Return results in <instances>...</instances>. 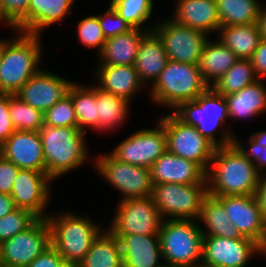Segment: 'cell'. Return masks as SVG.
Returning a JSON list of instances; mask_svg holds the SVG:
<instances>
[{"label": "cell", "instance_id": "obj_1", "mask_svg": "<svg viewBox=\"0 0 266 267\" xmlns=\"http://www.w3.org/2000/svg\"><path fill=\"white\" fill-rule=\"evenodd\" d=\"M47 175L55 184L84 167H94V153L88 144L89 134L78 127L44 125L40 131ZM89 140V141H88ZM90 147V148H89ZM88 163V164H87Z\"/></svg>", "mask_w": 266, "mask_h": 267}, {"label": "cell", "instance_id": "obj_2", "mask_svg": "<svg viewBox=\"0 0 266 267\" xmlns=\"http://www.w3.org/2000/svg\"><path fill=\"white\" fill-rule=\"evenodd\" d=\"M76 210V211H75ZM90 212L76 208L52 209L47 216L51 232V245L66 264L78 265L85 257L94 239L106 227V216L98 221ZM101 220V221H100Z\"/></svg>", "mask_w": 266, "mask_h": 267}, {"label": "cell", "instance_id": "obj_3", "mask_svg": "<svg viewBox=\"0 0 266 267\" xmlns=\"http://www.w3.org/2000/svg\"><path fill=\"white\" fill-rule=\"evenodd\" d=\"M7 33L0 61V94L15 95L45 63H48L47 60L44 61L47 44H44L43 35L18 32L14 28L8 29Z\"/></svg>", "mask_w": 266, "mask_h": 267}, {"label": "cell", "instance_id": "obj_4", "mask_svg": "<svg viewBox=\"0 0 266 267\" xmlns=\"http://www.w3.org/2000/svg\"><path fill=\"white\" fill-rule=\"evenodd\" d=\"M260 172L233 143L215 147L206 172L208 194L212 196L253 195Z\"/></svg>", "mask_w": 266, "mask_h": 267}, {"label": "cell", "instance_id": "obj_5", "mask_svg": "<svg viewBox=\"0 0 266 267\" xmlns=\"http://www.w3.org/2000/svg\"><path fill=\"white\" fill-rule=\"evenodd\" d=\"M172 113L184 124L194 126L215 147L234 143L227 100L212 87L195 100L181 103Z\"/></svg>", "mask_w": 266, "mask_h": 267}, {"label": "cell", "instance_id": "obj_6", "mask_svg": "<svg viewBox=\"0 0 266 267\" xmlns=\"http://www.w3.org/2000/svg\"><path fill=\"white\" fill-rule=\"evenodd\" d=\"M208 88L198 64L168 60L157 80L148 88L146 97L154 108L172 112L181 103L195 100Z\"/></svg>", "mask_w": 266, "mask_h": 267}, {"label": "cell", "instance_id": "obj_7", "mask_svg": "<svg viewBox=\"0 0 266 267\" xmlns=\"http://www.w3.org/2000/svg\"><path fill=\"white\" fill-rule=\"evenodd\" d=\"M94 154L93 174H98L100 181L109 185L119 194L116 202L124 199H136L152 196L153 183L151 170L146 167L131 165L116 159L109 151Z\"/></svg>", "mask_w": 266, "mask_h": 267}, {"label": "cell", "instance_id": "obj_8", "mask_svg": "<svg viewBox=\"0 0 266 267\" xmlns=\"http://www.w3.org/2000/svg\"><path fill=\"white\" fill-rule=\"evenodd\" d=\"M203 236L197 220H163L159 231L163 261L178 267H200Z\"/></svg>", "mask_w": 266, "mask_h": 267}, {"label": "cell", "instance_id": "obj_9", "mask_svg": "<svg viewBox=\"0 0 266 267\" xmlns=\"http://www.w3.org/2000/svg\"><path fill=\"white\" fill-rule=\"evenodd\" d=\"M154 126L134 128L127 136L108 151L119 161L149 168L167 151V138L164 125L155 117Z\"/></svg>", "mask_w": 266, "mask_h": 267}, {"label": "cell", "instance_id": "obj_10", "mask_svg": "<svg viewBox=\"0 0 266 267\" xmlns=\"http://www.w3.org/2000/svg\"><path fill=\"white\" fill-rule=\"evenodd\" d=\"M112 214H107L106 228L113 235H159L163 218L152 196L136 199H124L113 203ZM112 215V216H111ZM111 216V217H110ZM110 219V220H109Z\"/></svg>", "mask_w": 266, "mask_h": 267}, {"label": "cell", "instance_id": "obj_11", "mask_svg": "<svg viewBox=\"0 0 266 267\" xmlns=\"http://www.w3.org/2000/svg\"><path fill=\"white\" fill-rule=\"evenodd\" d=\"M207 194V183H165L153 184L152 197L163 220H198Z\"/></svg>", "mask_w": 266, "mask_h": 267}, {"label": "cell", "instance_id": "obj_12", "mask_svg": "<svg viewBox=\"0 0 266 267\" xmlns=\"http://www.w3.org/2000/svg\"><path fill=\"white\" fill-rule=\"evenodd\" d=\"M160 113L156 118L164 125L167 151L178 157L194 161L206 172L209 169L215 146L194 126L184 124L172 112Z\"/></svg>", "mask_w": 266, "mask_h": 267}, {"label": "cell", "instance_id": "obj_13", "mask_svg": "<svg viewBox=\"0 0 266 267\" xmlns=\"http://www.w3.org/2000/svg\"><path fill=\"white\" fill-rule=\"evenodd\" d=\"M153 30L163 41L168 60L180 63L199 64L204 44L210 38L200 30L178 23L168 14L161 15Z\"/></svg>", "mask_w": 266, "mask_h": 267}, {"label": "cell", "instance_id": "obj_14", "mask_svg": "<svg viewBox=\"0 0 266 267\" xmlns=\"http://www.w3.org/2000/svg\"><path fill=\"white\" fill-rule=\"evenodd\" d=\"M258 258V243L250 238L203 236L200 267H252Z\"/></svg>", "mask_w": 266, "mask_h": 267}, {"label": "cell", "instance_id": "obj_15", "mask_svg": "<svg viewBox=\"0 0 266 267\" xmlns=\"http://www.w3.org/2000/svg\"><path fill=\"white\" fill-rule=\"evenodd\" d=\"M54 183L45 172L20 169L10 196L17 208L27 209L38 218H47L56 197Z\"/></svg>", "mask_w": 266, "mask_h": 267}, {"label": "cell", "instance_id": "obj_16", "mask_svg": "<svg viewBox=\"0 0 266 267\" xmlns=\"http://www.w3.org/2000/svg\"><path fill=\"white\" fill-rule=\"evenodd\" d=\"M49 67H41L15 94L26 104L45 113L55 103L68 95L74 79L67 78Z\"/></svg>", "mask_w": 266, "mask_h": 267}, {"label": "cell", "instance_id": "obj_17", "mask_svg": "<svg viewBox=\"0 0 266 267\" xmlns=\"http://www.w3.org/2000/svg\"><path fill=\"white\" fill-rule=\"evenodd\" d=\"M51 245L50 226L46 218H38L25 231L1 243L5 267H27Z\"/></svg>", "mask_w": 266, "mask_h": 267}, {"label": "cell", "instance_id": "obj_18", "mask_svg": "<svg viewBox=\"0 0 266 267\" xmlns=\"http://www.w3.org/2000/svg\"><path fill=\"white\" fill-rule=\"evenodd\" d=\"M90 81L102 91L123 97L133 104L137 96L148 95V89L140 81L134 65H92ZM146 92V93H145ZM141 93V94H140ZM134 101V102H133Z\"/></svg>", "mask_w": 266, "mask_h": 267}, {"label": "cell", "instance_id": "obj_19", "mask_svg": "<svg viewBox=\"0 0 266 267\" xmlns=\"http://www.w3.org/2000/svg\"><path fill=\"white\" fill-rule=\"evenodd\" d=\"M223 204L229 221L243 237L259 243L266 232V220L253 195L215 196Z\"/></svg>", "mask_w": 266, "mask_h": 267}, {"label": "cell", "instance_id": "obj_20", "mask_svg": "<svg viewBox=\"0 0 266 267\" xmlns=\"http://www.w3.org/2000/svg\"><path fill=\"white\" fill-rule=\"evenodd\" d=\"M0 154L19 169L46 173L40 133L15 130L1 145Z\"/></svg>", "mask_w": 266, "mask_h": 267}, {"label": "cell", "instance_id": "obj_21", "mask_svg": "<svg viewBox=\"0 0 266 267\" xmlns=\"http://www.w3.org/2000/svg\"><path fill=\"white\" fill-rule=\"evenodd\" d=\"M169 16L190 28L216 37L221 27L216 0H171Z\"/></svg>", "mask_w": 266, "mask_h": 267}, {"label": "cell", "instance_id": "obj_22", "mask_svg": "<svg viewBox=\"0 0 266 267\" xmlns=\"http://www.w3.org/2000/svg\"><path fill=\"white\" fill-rule=\"evenodd\" d=\"M153 184L207 183L206 171L194 161L166 151L150 167Z\"/></svg>", "mask_w": 266, "mask_h": 267}, {"label": "cell", "instance_id": "obj_23", "mask_svg": "<svg viewBox=\"0 0 266 267\" xmlns=\"http://www.w3.org/2000/svg\"><path fill=\"white\" fill-rule=\"evenodd\" d=\"M225 98L228 103L231 131L236 134L237 128L234 125L237 120L245 124L246 121L254 122V119L266 116V79H258L242 90L226 95Z\"/></svg>", "mask_w": 266, "mask_h": 267}, {"label": "cell", "instance_id": "obj_24", "mask_svg": "<svg viewBox=\"0 0 266 267\" xmlns=\"http://www.w3.org/2000/svg\"><path fill=\"white\" fill-rule=\"evenodd\" d=\"M76 1L79 0H30L27 34L45 36L47 30L52 31L55 26L65 24V20L72 15L73 8L77 5Z\"/></svg>", "mask_w": 266, "mask_h": 267}, {"label": "cell", "instance_id": "obj_25", "mask_svg": "<svg viewBox=\"0 0 266 267\" xmlns=\"http://www.w3.org/2000/svg\"><path fill=\"white\" fill-rule=\"evenodd\" d=\"M119 239L123 267H156L163 262L159 235H114Z\"/></svg>", "mask_w": 266, "mask_h": 267}, {"label": "cell", "instance_id": "obj_26", "mask_svg": "<svg viewBox=\"0 0 266 267\" xmlns=\"http://www.w3.org/2000/svg\"><path fill=\"white\" fill-rule=\"evenodd\" d=\"M167 62L163 41L154 30L148 31L140 42L134 63L139 79L147 89L157 80Z\"/></svg>", "mask_w": 266, "mask_h": 267}, {"label": "cell", "instance_id": "obj_27", "mask_svg": "<svg viewBox=\"0 0 266 267\" xmlns=\"http://www.w3.org/2000/svg\"><path fill=\"white\" fill-rule=\"evenodd\" d=\"M97 97V136L113 135L126 126L132 115L133 104L123 97L102 91L96 86ZM127 120V121H126ZM124 125V126H123Z\"/></svg>", "mask_w": 266, "mask_h": 267}, {"label": "cell", "instance_id": "obj_28", "mask_svg": "<svg viewBox=\"0 0 266 267\" xmlns=\"http://www.w3.org/2000/svg\"><path fill=\"white\" fill-rule=\"evenodd\" d=\"M147 32L144 29L133 28L106 39L101 52L95 57V65H134L140 42Z\"/></svg>", "mask_w": 266, "mask_h": 267}, {"label": "cell", "instance_id": "obj_29", "mask_svg": "<svg viewBox=\"0 0 266 267\" xmlns=\"http://www.w3.org/2000/svg\"><path fill=\"white\" fill-rule=\"evenodd\" d=\"M238 59L231 49L216 37H210L204 44L198 64L205 83L213 87Z\"/></svg>", "mask_w": 266, "mask_h": 267}, {"label": "cell", "instance_id": "obj_30", "mask_svg": "<svg viewBox=\"0 0 266 267\" xmlns=\"http://www.w3.org/2000/svg\"><path fill=\"white\" fill-rule=\"evenodd\" d=\"M74 81L68 95L72 99L77 127L83 132L92 135L97 133V97L96 85L91 81ZM88 82V83H87ZM90 131L92 132L90 134Z\"/></svg>", "mask_w": 266, "mask_h": 267}, {"label": "cell", "instance_id": "obj_31", "mask_svg": "<svg viewBox=\"0 0 266 267\" xmlns=\"http://www.w3.org/2000/svg\"><path fill=\"white\" fill-rule=\"evenodd\" d=\"M226 214L222 202L217 197L207 194L203 199L200 216L197 220L203 235L232 239L243 238Z\"/></svg>", "mask_w": 266, "mask_h": 267}, {"label": "cell", "instance_id": "obj_32", "mask_svg": "<svg viewBox=\"0 0 266 267\" xmlns=\"http://www.w3.org/2000/svg\"><path fill=\"white\" fill-rule=\"evenodd\" d=\"M216 38L239 59H251L259 45L261 34L258 24H243L235 26H221Z\"/></svg>", "mask_w": 266, "mask_h": 267}, {"label": "cell", "instance_id": "obj_33", "mask_svg": "<svg viewBox=\"0 0 266 267\" xmlns=\"http://www.w3.org/2000/svg\"><path fill=\"white\" fill-rule=\"evenodd\" d=\"M79 267H123L119 239L106 227L94 239Z\"/></svg>", "mask_w": 266, "mask_h": 267}, {"label": "cell", "instance_id": "obj_34", "mask_svg": "<svg viewBox=\"0 0 266 267\" xmlns=\"http://www.w3.org/2000/svg\"><path fill=\"white\" fill-rule=\"evenodd\" d=\"M107 2L132 28L152 31L159 19L158 15L155 19L153 16L158 9L155 7L156 0H107Z\"/></svg>", "mask_w": 266, "mask_h": 267}, {"label": "cell", "instance_id": "obj_35", "mask_svg": "<svg viewBox=\"0 0 266 267\" xmlns=\"http://www.w3.org/2000/svg\"><path fill=\"white\" fill-rule=\"evenodd\" d=\"M221 26L255 24L263 0H216Z\"/></svg>", "mask_w": 266, "mask_h": 267}, {"label": "cell", "instance_id": "obj_36", "mask_svg": "<svg viewBox=\"0 0 266 267\" xmlns=\"http://www.w3.org/2000/svg\"><path fill=\"white\" fill-rule=\"evenodd\" d=\"M259 78L254 72L249 59H238L235 64L212 87L219 94L226 96L238 92L256 82Z\"/></svg>", "mask_w": 266, "mask_h": 267}, {"label": "cell", "instance_id": "obj_37", "mask_svg": "<svg viewBox=\"0 0 266 267\" xmlns=\"http://www.w3.org/2000/svg\"><path fill=\"white\" fill-rule=\"evenodd\" d=\"M9 114L15 130L37 131L44 126V113L9 94Z\"/></svg>", "mask_w": 266, "mask_h": 267}, {"label": "cell", "instance_id": "obj_38", "mask_svg": "<svg viewBox=\"0 0 266 267\" xmlns=\"http://www.w3.org/2000/svg\"><path fill=\"white\" fill-rule=\"evenodd\" d=\"M74 26L76 27L74 29L76 32H73V34L75 35L74 37L77 36L76 42L80 43L79 45L83 46V48L93 51L96 57L106 42L96 13L89 15L86 13L85 16L83 15L82 18H79V21L77 20L76 25L74 23Z\"/></svg>", "mask_w": 266, "mask_h": 267}, {"label": "cell", "instance_id": "obj_39", "mask_svg": "<svg viewBox=\"0 0 266 267\" xmlns=\"http://www.w3.org/2000/svg\"><path fill=\"white\" fill-rule=\"evenodd\" d=\"M38 217L27 209L17 208L0 217V244L17 233L25 231Z\"/></svg>", "mask_w": 266, "mask_h": 267}, {"label": "cell", "instance_id": "obj_40", "mask_svg": "<svg viewBox=\"0 0 266 267\" xmlns=\"http://www.w3.org/2000/svg\"><path fill=\"white\" fill-rule=\"evenodd\" d=\"M44 125L52 127H77L72 99L66 95L44 113Z\"/></svg>", "mask_w": 266, "mask_h": 267}, {"label": "cell", "instance_id": "obj_41", "mask_svg": "<svg viewBox=\"0 0 266 267\" xmlns=\"http://www.w3.org/2000/svg\"><path fill=\"white\" fill-rule=\"evenodd\" d=\"M30 0H0L4 21L18 32L27 33V13Z\"/></svg>", "mask_w": 266, "mask_h": 267}, {"label": "cell", "instance_id": "obj_42", "mask_svg": "<svg viewBox=\"0 0 266 267\" xmlns=\"http://www.w3.org/2000/svg\"><path fill=\"white\" fill-rule=\"evenodd\" d=\"M102 13H97L99 24L106 39L126 33L133 29L108 3Z\"/></svg>", "mask_w": 266, "mask_h": 267}, {"label": "cell", "instance_id": "obj_43", "mask_svg": "<svg viewBox=\"0 0 266 267\" xmlns=\"http://www.w3.org/2000/svg\"><path fill=\"white\" fill-rule=\"evenodd\" d=\"M240 136L241 133L240 135L238 133L235 134L234 144L250 161L255 163L260 173L266 172V145L261 146L250 135L244 140V136Z\"/></svg>", "mask_w": 266, "mask_h": 267}, {"label": "cell", "instance_id": "obj_44", "mask_svg": "<svg viewBox=\"0 0 266 267\" xmlns=\"http://www.w3.org/2000/svg\"><path fill=\"white\" fill-rule=\"evenodd\" d=\"M19 170L14 163L0 154V193L11 194Z\"/></svg>", "mask_w": 266, "mask_h": 267}, {"label": "cell", "instance_id": "obj_45", "mask_svg": "<svg viewBox=\"0 0 266 267\" xmlns=\"http://www.w3.org/2000/svg\"><path fill=\"white\" fill-rule=\"evenodd\" d=\"M14 131L15 128L9 114V94H0V146Z\"/></svg>", "mask_w": 266, "mask_h": 267}, {"label": "cell", "instance_id": "obj_46", "mask_svg": "<svg viewBox=\"0 0 266 267\" xmlns=\"http://www.w3.org/2000/svg\"><path fill=\"white\" fill-rule=\"evenodd\" d=\"M65 265L66 263L63 257L52 245H50L27 267H64Z\"/></svg>", "mask_w": 266, "mask_h": 267}, {"label": "cell", "instance_id": "obj_47", "mask_svg": "<svg viewBox=\"0 0 266 267\" xmlns=\"http://www.w3.org/2000/svg\"><path fill=\"white\" fill-rule=\"evenodd\" d=\"M259 79H266V39H261L250 59Z\"/></svg>", "mask_w": 266, "mask_h": 267}, {"label": "cell", "instance_id": "obj_48", "mask_svg": "<svg viewBox=\"0 0 266 267\" xmlns=\"http://www.w3.org/2000/svg\"><path fill=\"white\" fill-rule=\"evenodd\" d=\"M253 196L256 199L263 218L266 220V172L260 174L259 184Z\"/></svg>", "mask_w": 266, "mask_h": 267}, {"label": "cell", "instance_id": "obj_49", "mask_svg": "<svg viewBox=\"0 0 266 267\" xmlns=\"http://www.w3.org/2000/svg\"><path fill=\"white\" fill-rule=\"evenodd\" d=\"M15 209L17 207L10 194L0 193V217L11 213Z\"/></svg>", "mask_w": 266, "mask_h": 267}, {"label": "cell", "instance_id": "obj_50", "mask_svg": "<svg viewBox=\"0 0 266 267\" xmlns=\"http://www.w3.org/2000/svg\"><path fill=\"white\" fill-rule=\"evenodd\" d=\"M258 27L261 34V39H266V2H262L258 16Z\"/></svg>", "mask_w": 266, "mask_h": 267}, {"label": "cell", "instance_id": "obj_51", "mask_svg": "<svg viewBox=\"0 0 266 267\" xmlns=\"http://www.w3.org/2000/svg\"><path fill=\"white\" fill-rule=\"evenodd\" d=\"M255 141L258 142V144H260L261 146H265L266 145V128L265 127H261L259 128V130L256 131H251V133L249 134Z\"/></svg>", "mask_w": 266, "mask_h": 267}, {"label": "cell", "instance_id": "obj_52", "mask_svg": "<svg viewBox=\"0 0 266 267\" xmlns=\"http://www.w3.org/2000/svg\"><path fill=\"white\" fill-rule=\"evenodd\" d=\"M258 253H259V259H263L266 261V232L262 236L261 241L258 243Z\"/></svg>", "mask_w": 266, "mask_h": 267}, {"label": "cell", "instance_id": "obj_53", "mask_svg": "<svg viewBox=\"0 0 266 267\" xmlns=\"http://www.w3.org/2000/svg\"><path fill=\"white\" fill-rule=\"evenodd\" d=\"M0 27H2L0 29H5L6 28V30L11 28L3 19L1 6H0Z\"/></svg>", "mask_w": 266, "mask_h": 267}, {"label": "cell", "instance_id": "obj_54", "mask_svg": "<svg viewBox=\"0 0 266 267\" xmlns=\"http://www.w3.org/2000/svg\"><path fill=\"white\" fill-rule=\"evenodd\" d=\"M4 48H5V36L0 37V61H1V57L3 54Z\"/></svg>", "mask_w": 266, "mask_h": 267}, {"label": "cell", "instance_id": "obj_55", "mask_svg": "<svg viewBox=\"0 0 266 267\" xmlns=\"http://www.w3.org/2000/svg\"><path fill=\"white\" fill-rule=\"evenodd\" d=\"M156 267H178V266H174V265H172V264H170V263H167V262H162L161 264H159L158 266H156Z\"/></svg>", "mask_w": 266, "mask_h": 267}, {"label": "cell", "instance_id": "obj_56", "mask_svg": "<svg viewBox=\"0 0 266 267\" xmlns=\"http://www.w3.org/2000/svg\"><path fill=\"white\" fill-rule=\"evenodd\" d=\"M0 267H4L3 258H2V251H1V244H0Z\"/></svg>", "mask_w": 266, "mask_h": 267}, {"label": "cell", "instance_id": "obj_57", "mask_svg": "<svg viewBox=\"0 0 266 267\" xmlns=\"http://www.w3.org/2000/svg\"><path fill=\"white\" fill-rule=\"evenodd\" d=\"M64 267H79V265L66 264Z\"/></svg>", "mask_w": 266, "mask_h": 267}]
</instances>
